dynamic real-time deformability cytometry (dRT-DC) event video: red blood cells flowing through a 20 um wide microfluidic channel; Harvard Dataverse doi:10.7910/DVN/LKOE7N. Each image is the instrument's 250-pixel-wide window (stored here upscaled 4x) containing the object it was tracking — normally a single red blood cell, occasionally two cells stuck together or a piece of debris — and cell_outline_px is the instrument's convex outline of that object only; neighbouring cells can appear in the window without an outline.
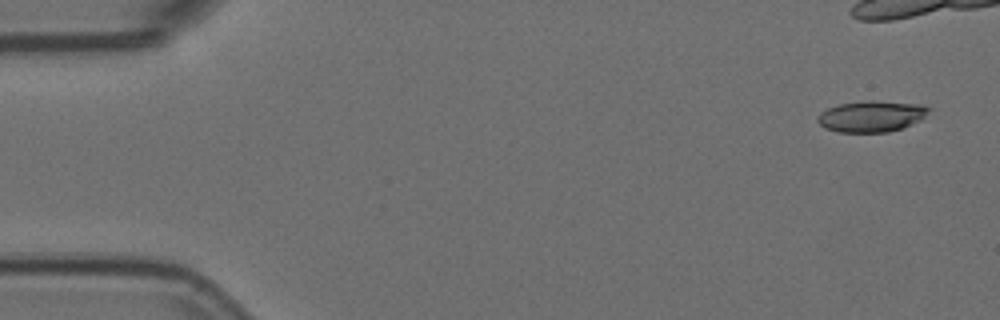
{"species": "Egyptian fruit bat (a non-hibernating species)", "species_latin": "Rousettus aegyptiacus", "temperature_condition": "room temperature", "stored_images_in_passage": 8, "camera_frame_rate_fps": 3000, "um_per_image_px": 0.085, "animal": {"sex": "female"}, "frame": {"image": 1, "passage_image": 1, "time_ms": 0.0, "image_size_px": [1000, 320], "cell_outline_px": [[932, 108], [920, 120], [900, 128], [888, 132], [836, 132], [824, 128], [816, 120], [820, 112], [828, 108], [840, 104], [872, 100], [920, 104]], "centroid_in_image_um": [74.05, 9.89], "position_along_channel_um": 11.0, "area_um2": 20.06}}
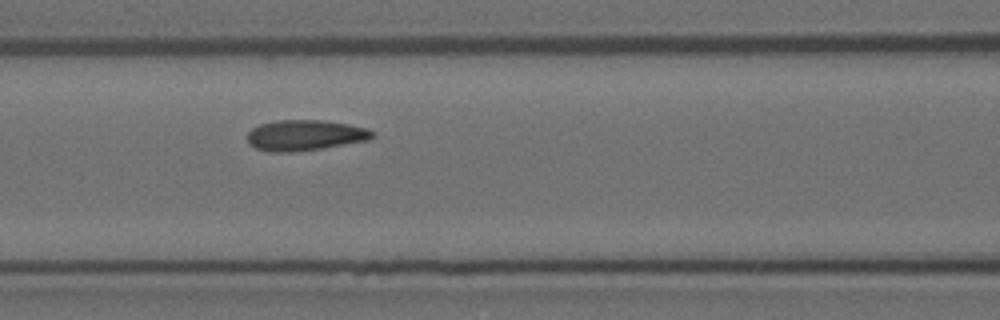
{"frame": {"image": 2, "passage_image": 8, "time_ms": 2.333, "image_size_px": [1000, 320], "cell_outline_px": [[372, 136], [368, 140], [320, 148], [292, 152], [272, 152], [256, 148], [248, 144], [248, 132], [252, 128], [260, 124], [276, 120], [324, 120], [348, 124], [368, 128], [372, 132]], "centroid_in_image_um": [25.88, 11.49], "position_along_channel_um": 140.7, "area_um2": 22.14}}